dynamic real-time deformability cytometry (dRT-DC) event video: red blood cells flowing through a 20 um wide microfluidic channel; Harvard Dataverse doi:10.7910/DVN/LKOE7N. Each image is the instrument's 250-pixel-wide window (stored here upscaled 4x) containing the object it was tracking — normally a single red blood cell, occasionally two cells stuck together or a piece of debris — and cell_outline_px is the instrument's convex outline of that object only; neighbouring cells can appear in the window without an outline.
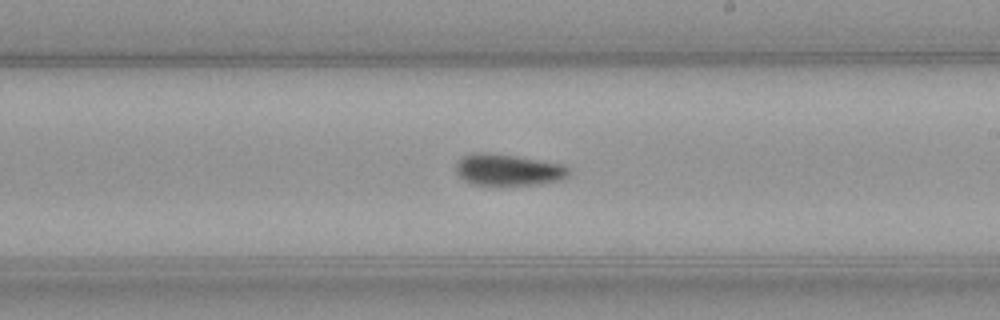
{"species": "common noctule bat (a hibernating species)", "species_latin": "Nyctalus noctula", "temperature_condition": "warm", "stored_images_in_passage": 40, "camera_frame_rate_fps": 3000, "um_per_image_px": 0.085, "animal": {"sex": "female", "body_mass_g": 21.9}, "frame": {"image": 1, "passage_image": 29, "time_ms": 9.333, "image_size_px": [1000, 320], "cell_outline_px": [[568, 176], [560, 180], [540, 184], [472, 184], [464, 180], [456, 172], [456, 164], [464, 156], [472, 152], [488, 152], [516, 156], [564, 164], [568, 168]], "centroid_in_image_um": [43.19, 14.42], "position_along_channel_um": 245.8, "area_um2": 20.52}}